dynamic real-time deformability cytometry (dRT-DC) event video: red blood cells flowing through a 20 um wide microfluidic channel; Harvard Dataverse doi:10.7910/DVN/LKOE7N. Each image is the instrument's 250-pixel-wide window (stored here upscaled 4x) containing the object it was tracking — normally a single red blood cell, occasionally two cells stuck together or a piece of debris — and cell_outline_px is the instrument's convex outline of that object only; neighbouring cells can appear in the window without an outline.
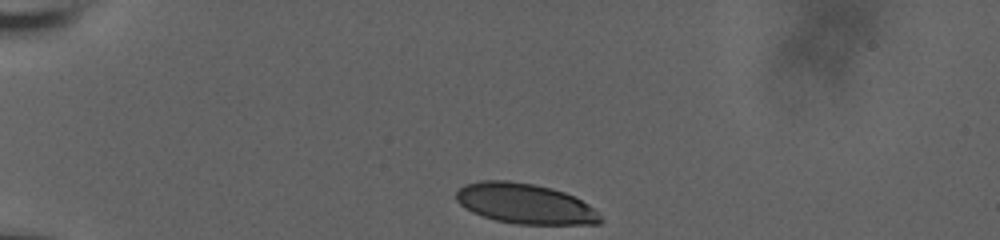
{"species": "human", "species_latin": "Homo sapiens", "temperature_condition": "room temperature", "stored_images_in_passage": 30, "camera_frame_rate_fps": 3000, "um_per_image_px": 0.085, "donor": {"sex": "male"}, "frame": {"image": 1, "passage_image": 1, "time_ms": 0.0, "image_size_px": [1000, 240], "cell_outline_px": [[604, 220], [600, 224], [516, 224], [496, 220], [472, 212], [460, 204], [456, 200], [456, 192], [464, 184], [480, 180], [508, 180], [532, 184], [552, 188], [564, 192], [588, 204]], "centroid_in_image_um": [44.61, 17.31], "position_along_channel_um": 40.4, "area_um2": 33.7}}
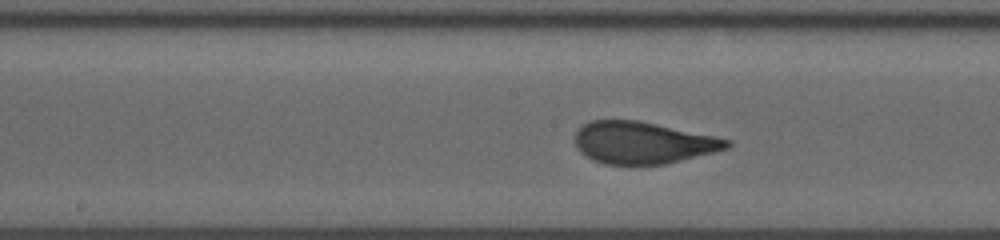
{"frame": {"image": 2, "passage_image": 18, "time_ms": 5.667, "image_size_px": [1000, 240], "cell_outline_px": [[732, 144], [728, 148], [716, 152], [664, 164], [604, 164], [592, 160], [580, 152], [576, 148], [576, 128], [592, 120], [640, 120], [716, 136], [732, 140]], "centroid_in_image_um": [54.66, 12.12], "position_along_channel_um": 193.5, "area_um2": 37.4}}
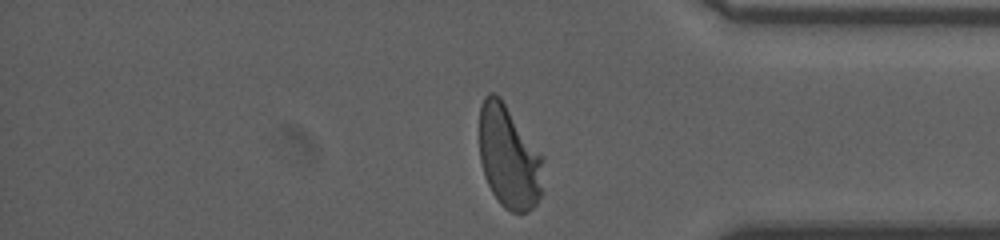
{"frame": {"image": 3, "passage_image": 30, "time_ms": 9.667, "image_size_px": [1000, 240], "cell_outline_px": [[544, 192], [536, 204], [528, 212], [512, 212], [504, 208], [500, 204], [492, 192], [484, 176], [480, 160], [480, 104], [484, 96], [488, 92], [492, 92], [500, 96], [544, 156]], "centroid_in_image_um": [43.3, 13.36], "position_along_channel_um": 391.9, "area_um2": 39.25}, "authors_computed_cell_mechanics": {"area_um2": 37.281, "velocity_mm_per_s": 3.7544, "shape_relaxation_time_tau1_ms": 4.2745, "shape_relaxation_time_tau2_ms": null, "deformation_change_tau1": 0.1879, "deformation_change_tau2": null}}